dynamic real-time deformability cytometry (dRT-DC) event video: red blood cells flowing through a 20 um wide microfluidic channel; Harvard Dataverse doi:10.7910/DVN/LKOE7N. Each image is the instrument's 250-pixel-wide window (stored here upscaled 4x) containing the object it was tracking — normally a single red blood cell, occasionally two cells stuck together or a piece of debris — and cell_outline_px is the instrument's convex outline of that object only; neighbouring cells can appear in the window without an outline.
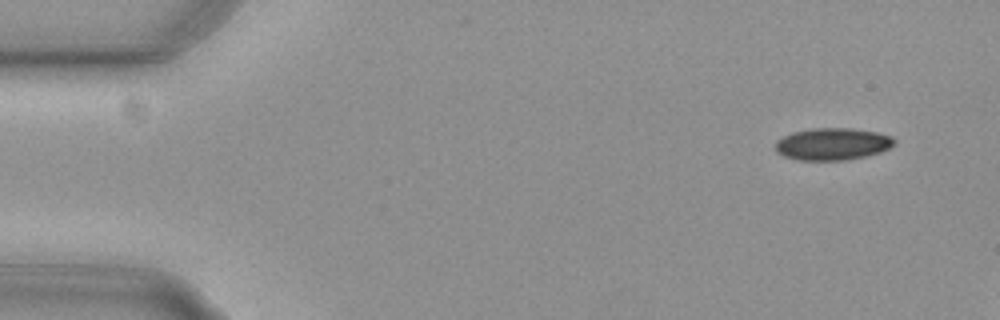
{"species": "common noctule bat (a hibernating species)", "species_latin": "Nyctalus noctula", "temperature_condition": "cold", "stored_images_in_passage": 8, "camera_frame_rate_fps": 3000, "um_per_image_px": 0.085, "animal": {"sex": "female", "body_mass_g": 29.2, "forearm_length_mm": 56.3}, "frame": {"image": 1, "passage_image": 1, "time_ms": 0.0, "image_size_px": [1000, 320], "cell_outline_px": [[896, 140], [888, 148], [880, 152], [848, 160], [796, 160], [784, 156], [776, 152], [776, 140], [792, 132], [812, 128], [852, 128], [876, 132], [892, 136]], "centroid_in_image_um": [70.74, 12.24], "position_along_channel_um": 14.3, "area_um2": 22.25}}